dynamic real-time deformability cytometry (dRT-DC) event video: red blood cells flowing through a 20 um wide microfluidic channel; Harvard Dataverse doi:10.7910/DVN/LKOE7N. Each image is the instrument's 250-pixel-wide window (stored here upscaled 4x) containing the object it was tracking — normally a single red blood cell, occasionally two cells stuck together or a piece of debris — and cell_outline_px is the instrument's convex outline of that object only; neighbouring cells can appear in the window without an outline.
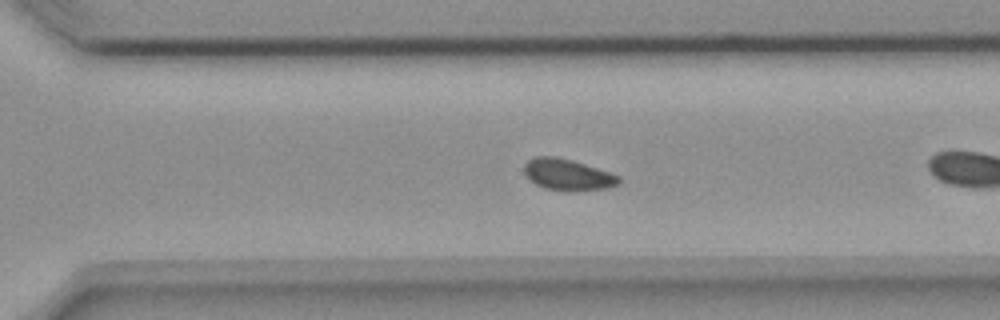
{"species": "common noctule bat (a hibernating species)", "species_latin": "Nyctalus noctula", "temperature_condition": "room temperature", "stored_images_in_passage": 43, "camera_frame_rate_fps": 3000, "um_per_image_px": 0.085, "animal": {"sex": "female", "body_mass_g": 18.4}, "frame": {"image": 1, "passage_image": 25, "time_ms": 8.0, "image_size_px": [1000, 320], "cell_outline_px": [[620, 184], [608, 188], [572, 192], [568, 192], [544, 188], [536, 184], [524, 172], [524, 164], [528, 160], [536, 156], [556, 156], [572, 160], [620, 176]], "centroid_in_image_um": [48.26, 14.86], "position_along_channel_um": 322.3, "area_um2": 17.34}, "authors_computed_cell_mechanics": {"area_um2": 16.8776, "velocity_mm_per_s": 3.6288, "shape_relaxation_time_tau1_ms": 2.5191, "shape_relaxation_time_tau2_ms": null, "deformation_change_tau1": 0.0403, "deformation_change_tau2": null}}